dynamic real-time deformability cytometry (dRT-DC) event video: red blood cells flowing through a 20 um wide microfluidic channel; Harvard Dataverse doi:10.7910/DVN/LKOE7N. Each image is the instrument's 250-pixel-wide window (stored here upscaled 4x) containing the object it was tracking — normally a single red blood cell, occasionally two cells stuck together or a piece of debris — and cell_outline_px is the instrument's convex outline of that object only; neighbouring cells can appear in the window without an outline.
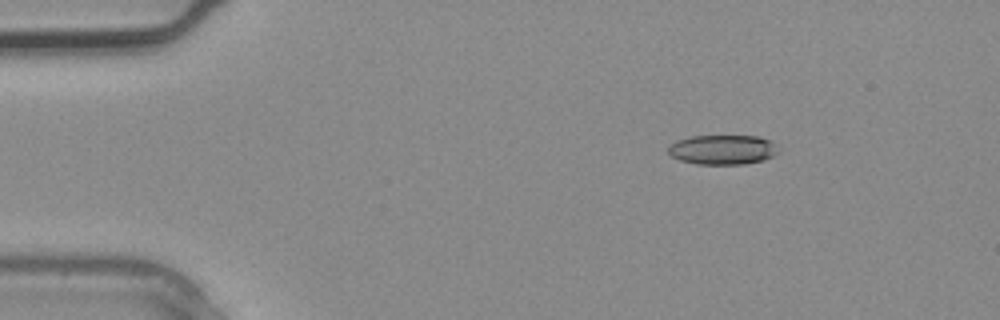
{"species": "common noctule bat (a hibernating species)", "species_latin": "Nyctalus noctula", "temperature_condition": "warm", "stored_images_in_passage": 3, "camera_frame_rate_fps": 3000, "um_per_image_px": 0.085, "animal": {"sex": "male", "body_mass_g": 20.4}, "frame": {"image": 1, "passage_image": 2, "time_ms": 0.333, "image_size_px": [1000, 320], "cell_outline_px": [[780, 152], [764, 160], [744, 164], [696, 164], [680, 160], [672, 156], [668, 152], [668, 144], [676, 140], [692, 136], [760, 136], [768, 140]], "centroid_in_image_um": [61.38, 12.72], "position_along_channel_um": 23.6, "area_um2": 19.02}}